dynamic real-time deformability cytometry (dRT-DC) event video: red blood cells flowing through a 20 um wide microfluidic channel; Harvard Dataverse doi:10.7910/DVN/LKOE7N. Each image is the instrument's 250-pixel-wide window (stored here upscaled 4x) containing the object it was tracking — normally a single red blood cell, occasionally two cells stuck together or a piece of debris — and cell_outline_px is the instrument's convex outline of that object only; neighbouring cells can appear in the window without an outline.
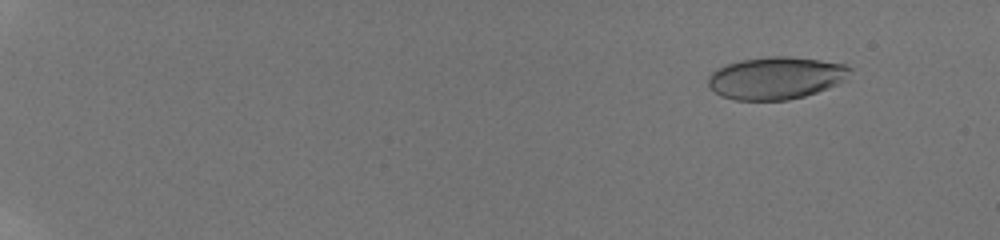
{"species": "human", "species_latin": "Homo sapiens", "temperature_condition": "room temperature", "stored_images_in_passage": 45, "camera_frame_rate_fps": 3000, "um_per_image_px": 0.085, "donor": {"sex": "male"}, "frame": {"image": 1, "passage_image": 7, "time_ms": 2.0, "image_size_px": [1000, 240], "cell_outline_px": [[852, 68], [844, 80], [828, 88], [804, 96], [788, 100], [732, 100], [720, 96], [708, 88], [708, 76], [716, 68], [724, 64], [740, 60], [768, 56], [792, 56], [820, 60], [844, 64]], "centroid_in_image_um": [65.89, 6.63], "position_along_channel_um": 19.1, "area_um2": 35.32}}
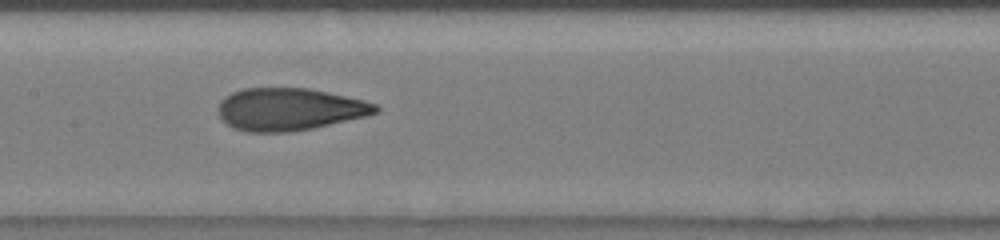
{"frame": {"image": 2, "passage_image": 30, "time_ms": 11.0, "image_size_px": [1000, 240], "cell_outline_px": [[380, 108], [376, 112], [364, 116], [312, 128], [288, 132], [248, 132], [232, 128], [220, 116], [216, 108], [220, 100], [224, 96], [232, 92], [244, 88], [308, 88], [328, 92], [364, 100], [376, 104]], "centroid_in_image_um": [24.54, 9.28], "position_along_channel_um": 182.9, "area_um2": 38.78}}
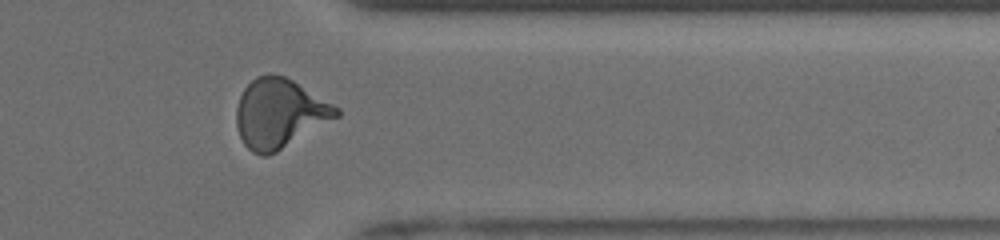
{"frame": {"image": 3, "passage_image": 38, "time_ms": 16.333, "image_size_px": [1000, 240], "cell_outline_px": [[340, 116], [276, 152], [268, 156], [260, 156], [252, 152], [244, 144], [236, 128], [236, 108], [240, 96], [244, 88], [256, 76], [268, 72], [272, 72], [284, 76], [292, 80], [340, 108]], "centroid_in_image_um": [23.74, 9.63], "position_along_channel_um": 387.7, "area_um2": 40.46}, "authors_computed_cell_mechanics": {"area_um2": 37.7434, "velocity_mm_per_s": 3.8931, "shape_relaxation_time_tau1_ms": 5.5651, "shape_relaxation_time_tau2_ms": 0.9928, "deformation_change_tau1": 0.2353, "deformation_change_tau2": 0.0812}}